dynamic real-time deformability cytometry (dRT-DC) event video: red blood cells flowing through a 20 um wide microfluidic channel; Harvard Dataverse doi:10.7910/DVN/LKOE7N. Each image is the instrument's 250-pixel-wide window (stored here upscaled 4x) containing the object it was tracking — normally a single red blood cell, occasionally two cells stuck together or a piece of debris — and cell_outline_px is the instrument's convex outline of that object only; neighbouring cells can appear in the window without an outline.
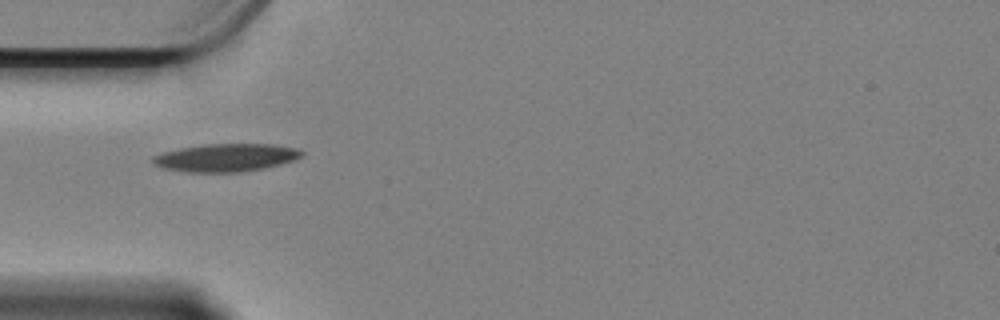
{"species": "Egyptian fruit bat (a non-hibernating species)", "species_latin": "Rousettus aegyptiacus", "temperature_condition": "cold", "stored_images_in_passage": 37, "camera_frame_rate_fps": 3000, "um_per_image_px": 0.085, "animal": {"sex": "female"}, "frame": {"image": 1, "passage_image": 1, "time_ms": 0.0, "image_size_px": [1000, 320], "cell_outline_px": [[304, 156], [280, 164], [264, 168], [240, 172], [188, 172], [164, 168], [156, 164], [152, 160], [152, 156], [160, 152], [200, 144], [272, 144], [296, 148], [304, 152]], "centroid_in_image_um": [19.19, 13.39], "position_along_channel_um": 65.8, "area_um2": 24.22}}
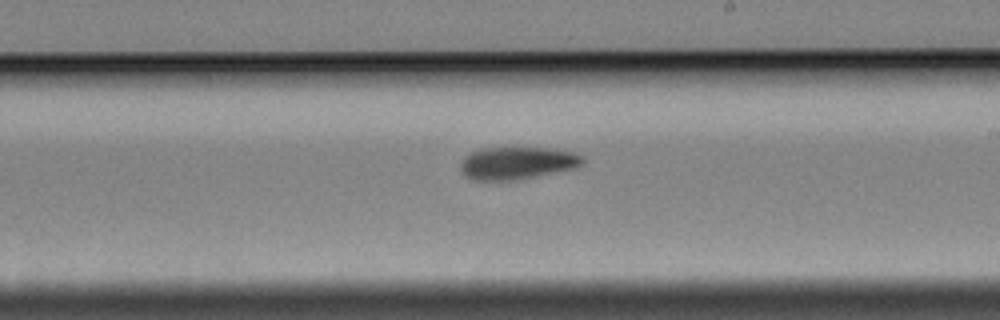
{"frame": {"image": 2, "passage_image": 17, "time_ms": 5.333, "image_size_px": [1000, 320], "cell_outline_px": [[584, 160], [576, 168], [512, 180], [472, 180], [464, 176], [460, 168], [460, 164], [472, 152], [484, 148], [556, 148], [572, 152], [584, 156]], "centroid_in_image_um": [43.97, 13.85], "position_along_channel_um": 245.0, "area_um2": 22.83}}
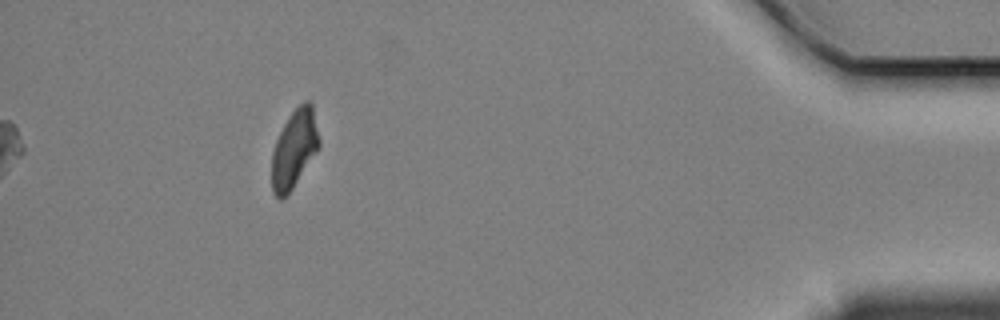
{"frame": {"image": 3, "passage_image": 37, "time_ms": 12.0, "image_size_px": [1000, 320], "cell_outline_px": [[320, 144], [316, 152], [292, 188], [280, 200], [276, 196], [272, 188], [272, 152], [276, 140], [284, 124], [292, 112], [304, 100], [308, 100], [312, 104], [320, 140]], "centroid_in_image_um": [25.01, 12.62], "position_along_channel_um": 410.2, "area_um2": 21.1}, "authors_computed_cell_mechanics": {"area_um2": 23.3512, "velocity_mm_per_s": 3.3512, "shape_relaxation_time_tau1_ms": 2.8832, "shape_relaxation_time_tau2_ms": null, "deformation_change_tau1": 0.1207, "deformation_change_tau2": null}}